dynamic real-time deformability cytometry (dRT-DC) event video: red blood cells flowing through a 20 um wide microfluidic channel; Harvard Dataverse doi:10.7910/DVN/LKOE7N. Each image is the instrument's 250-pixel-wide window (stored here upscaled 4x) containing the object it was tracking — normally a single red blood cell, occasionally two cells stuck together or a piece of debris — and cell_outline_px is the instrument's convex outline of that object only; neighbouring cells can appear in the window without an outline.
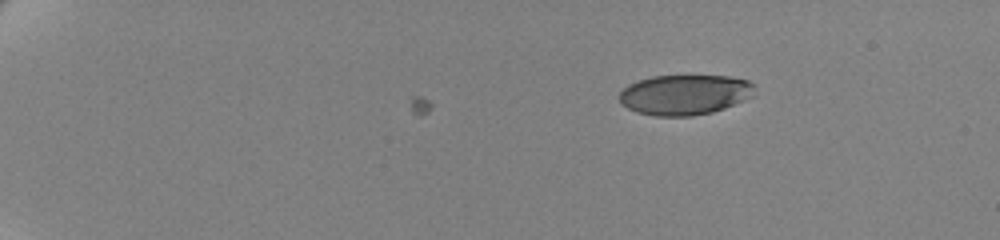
{"species": "human", "species_latin": "Homo sapiens", "temperature_condition": "cold", "stored_images_in_passage": 51, "camera_frame_rate_fps": 3000, "um_per_image_px": 0.085, "donor": {"sex": "female"}, "frame": {"image": 1, "passage_image": 1, "time_ms": 0.0, "image_size_px": [1000, 240], "cell_outline_px": [[756, 84], [752, 96], [744, 100], [724, 108], [712, 112], [692, 116], [656, 116], [636, 112], [628, 108], [620, 100], [620, 92], [628, 84], [652, 76], [728, 76], [748, 80]], "centroid_in_image_um": [58.23, 8.05], "position_along_channel_um": 26.8, "area_um2": 31.62}}
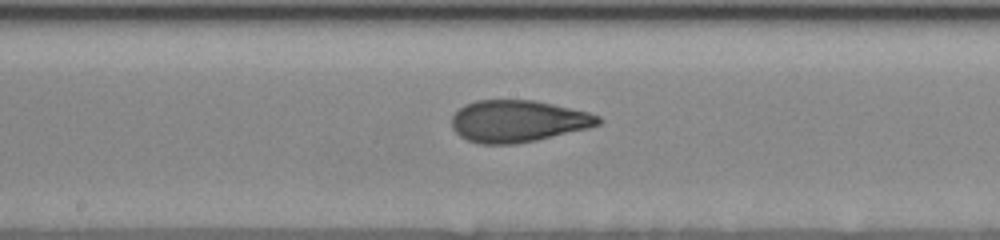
{"frame": {"image": 2, "passage_image": 27, "time_ms": 8.667, "image_size_px": [1000, 240], "cell_outline_px": [[604, 120], [600, 124], [588, 128], [536, 140], [516, 144], [480, 144], [468, 140], [460, 136], [452, 128], [452, 116], [464, 104], [476, 100], [532, 100], [552, 104], [588, 112], [600, 116]], "centroid_in_image_um": [44.02, 10.3], "position_along_channel_um": 204.2, "area_um2": 35.72}}
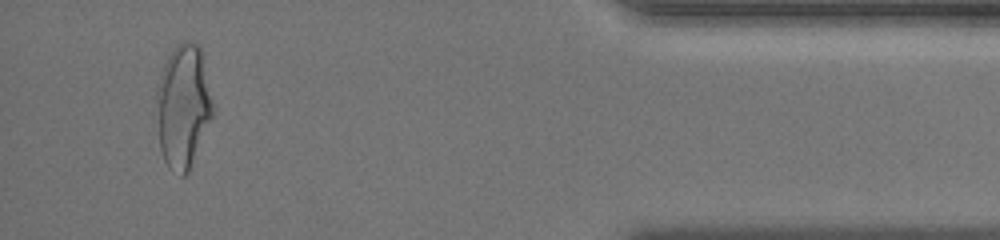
{"frame": {"image": 3, "passage_image": 49, "time_ms": 16.0, "image_size_px": [1000, 240], "cell_outline_px": [[212, 116], [188, 172], [184, 176], [180, 176], [168, 168], [164, 160], [160, 148], [156, 96], [156, 84], [160, 72], [172, 48], [176, 44], [196, 44], [204, 52], [212, 104]], "centroid_in_image_um": [15.55, 9.01], "position_along_channel_um": 419.6, "area_um2": 40.29}, "authors_computed_cell_mechanics": {"area_um2": 35.6048, "velocity_mm_per_s": 3.4971, "shape_relaxation_time_tau1_ms": 4.9352, "shape_relaxation_time_tau2_ms": 1.0227, "deformation_change_tau1": 0.1862, "deformation_change_tau2": 0.0723}}